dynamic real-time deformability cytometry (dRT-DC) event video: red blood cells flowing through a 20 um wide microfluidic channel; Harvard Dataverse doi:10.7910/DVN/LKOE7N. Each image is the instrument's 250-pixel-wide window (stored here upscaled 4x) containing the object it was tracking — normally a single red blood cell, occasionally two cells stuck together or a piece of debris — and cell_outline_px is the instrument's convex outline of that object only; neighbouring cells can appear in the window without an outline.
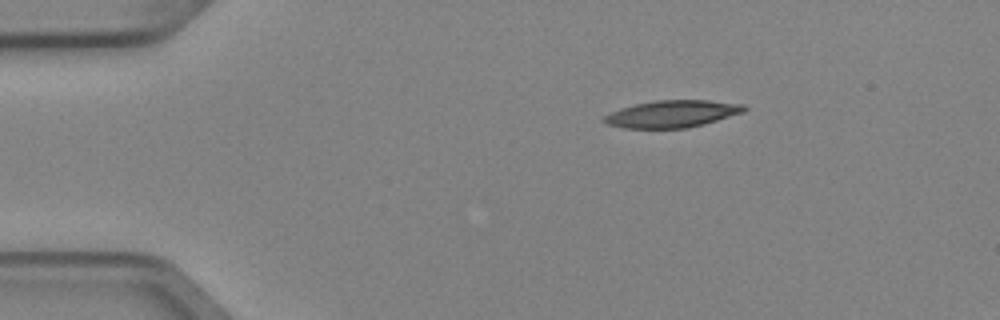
{"species": "Egyptian fruit bat (a non-hibernating species)", "species_latin": "Rousettus aegyptiacus", "temperature_condition": "cold", "stored_images_in_passage": 4, "camera_frame_rate_fps": 3000, "um_per_image_px": 0.085, "animal": {"sex": "female"}, "frame": {"image": 1, "passage_image": 1, "time_ms": 0.0, "image_size_px": [1000, 320], "cell_outline_px": [[748, 108], [744, 112], [704, 124], [688, 128], [624, 128], [608, 124], [600, 120], [604, 116], [620, 108], [636, 104], [656, 100], [708, 100], [744, 104]], "centroid_in_image_um": [57.15, 9.68], "position_along_channel_um": 27.9, "area_um2": 22.14}}
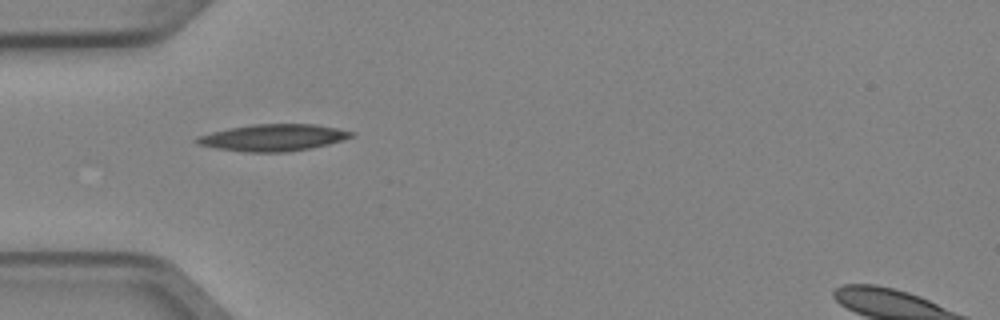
{"frame": {"image": 2, "passage_image": 3, "time_ms": 0.667, "image_size_px": [1000, 320], "cell_outline_px": [[356, 132], [352, 136], [344, 140], [312, 148], [284, 152], [244, 152], [216, 148], [196, 144], [192, 140], [200, 136], [212, 132], [228, 128], [252, 124], [316, 124]], "centroid_in_image_um": [23.22, 11.7], "position_along_channel_um": 61.8, "area_um2": 24.16}}
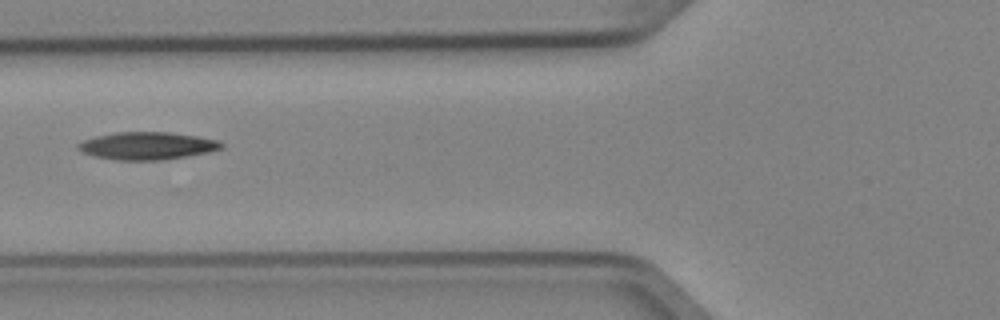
{"frame": {"image": 3, "passage_image": 4, "time_ms": 1.0, "image_size_px": [1000, 320], "cell_outline_px": [[224, 148], [208, 152], [164, 160], [116, 160], [96, 156], [80, 152], [76, 148], [76, 144], [84, 140], [96, 136], [116, 132], [168, 132], [196, 136], [220, 140], [224, 144]], "centroid_in_image_um": [12.51, 12.39], "position_along_channel_um": 113.3, "area_um2": 23.12}}